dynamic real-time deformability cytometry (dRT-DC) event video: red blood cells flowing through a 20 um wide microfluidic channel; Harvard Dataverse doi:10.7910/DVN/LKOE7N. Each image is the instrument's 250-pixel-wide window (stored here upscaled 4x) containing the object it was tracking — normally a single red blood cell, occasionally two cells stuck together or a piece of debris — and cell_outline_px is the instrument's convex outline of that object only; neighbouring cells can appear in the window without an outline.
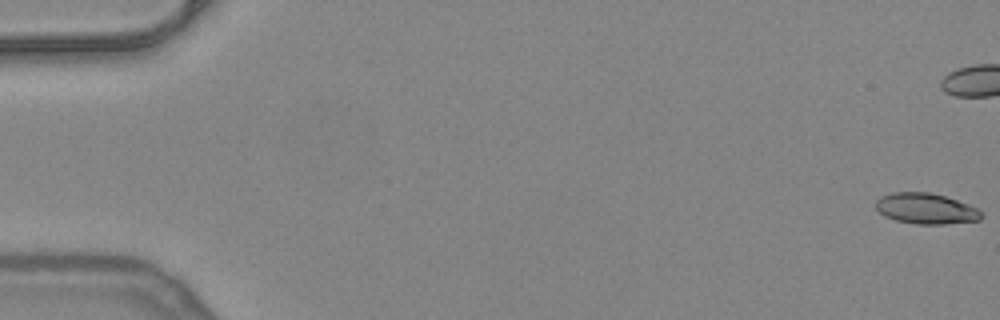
{"species": "common noctule bat (a hibernating species)", "species_latin": "Nyctalus noctula", "temperature_condition": "warm", "stored_images_in_passage": 53, "camera_frame_rate_fps": 3000, "um_per_image_px": 0.085, "animal": {"sex": "female", "body_mass_g": 24.6, "forearm_length_mm": 56.2}, "frame": {"image": 1, "passage_image": 1, "time_ms": 0.0, "image_size_px": [1000, 320], "cell_outline_px": [[980, 220], [944, 224], [916, 224], [896, 220], [884, 216], [876, 208], [876, 200], [880, 196], [892, 192], [928, 192], [944, 196], [968, 204], [976, 208], [980, 212]], "centroid_in_image_um": [78.66, 17.72], "position_along_channel_um": 6.3, "area_um2": 18.73}}
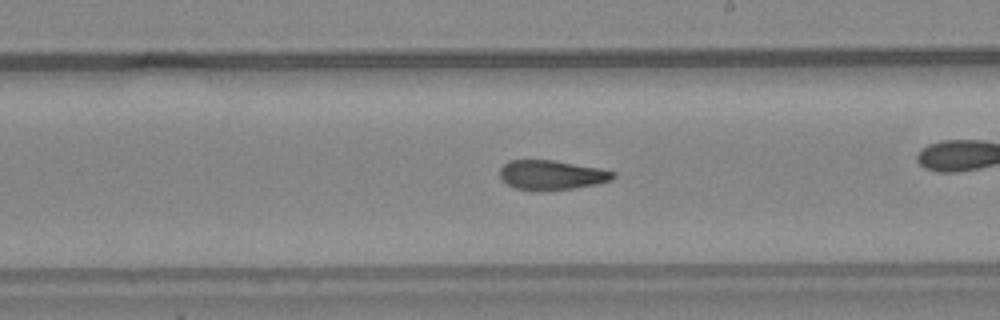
{"frame": {"image": 2, "passage_image": 31, "time_ms": 10.0, "image_size_px": [1000, 320], "cell_outline_px": [[616, 176], [612, 180], [596, 184], [576, 188], [536, 192], [516, 188], [508, 184], [500, 176], [500, 168], [508, 160], [552, 160], [600, 168], [616, 172]], "centroid_in_image_um": [46.9, 14.89], "position_along_channel_um": 242.1, "area_um2": 19.71}, "authors_computed_cell_mechanics": {"area_um2": 19.941, "velocity_mm_per_s": 4.0068, "shape_relaxation_time_tau1_ms": null, "shape_relaxation_time_tau2_ms": 2.3903, "deformation_change_tau1": null, "deformation_change_tau2": 0.1018}}